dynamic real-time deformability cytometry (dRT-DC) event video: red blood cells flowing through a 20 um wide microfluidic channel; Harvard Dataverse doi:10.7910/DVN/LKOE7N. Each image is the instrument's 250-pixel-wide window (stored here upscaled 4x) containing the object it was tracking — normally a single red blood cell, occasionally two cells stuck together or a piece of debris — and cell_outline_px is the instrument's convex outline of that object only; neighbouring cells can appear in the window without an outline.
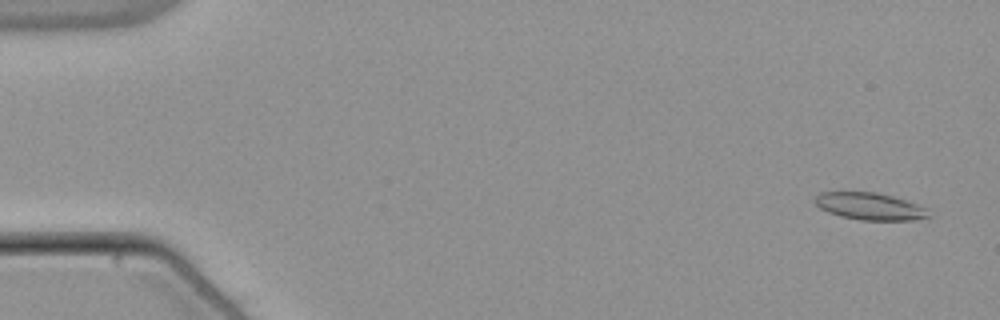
{"species": "common noctule bat (a hibernating species)", "species_latin": "Nyctalus noctula", "temperature_condition": "warm", "stored_images_in_passage": 55, "camera_frame_rate_fps": 3000, "um_per_image_px": 0.085, "animal": {"sex": "male", "body_mass_g": 21.5, "forearm_length_mm": 52.0}, "frame": {"image": 1, "passage_image": 3, "time_ms": 0.667, "image_size_px": [1000, 320], "cell_outline_px": [[932, 216], [912, 220], [860, 220], [840, 216], [828, 212], [820, 208], [812, 200], [820, 192], [876, 192], [892, 196], [916, 204], [924, 208]], "centroid_in_image_um": [73.89, 17.54], "position_along_channel_um": 11.1, "area_um2": 17.86}}
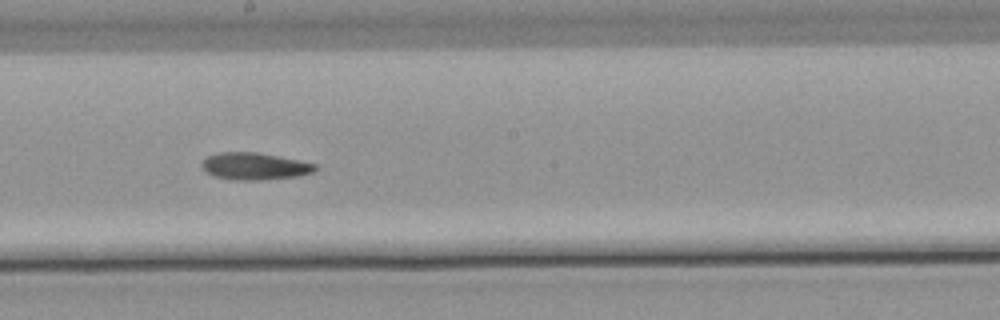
{"frame": {"image": 2, "passage_image": 31, "time_ms": 10.0, "image_size_px": [1000, 320], "cell_outline_px": [[316, 172], [296, 176], [260, 180], [232, 180], [216, 176], [200, 168], [200, 164], [208, 156], [216, 152], [256, 152], [316, 164]], "centroid_in_image_um": [21.6, 14.13], "position_along_channel_um": 226.6, "area_um2": 17.74}}
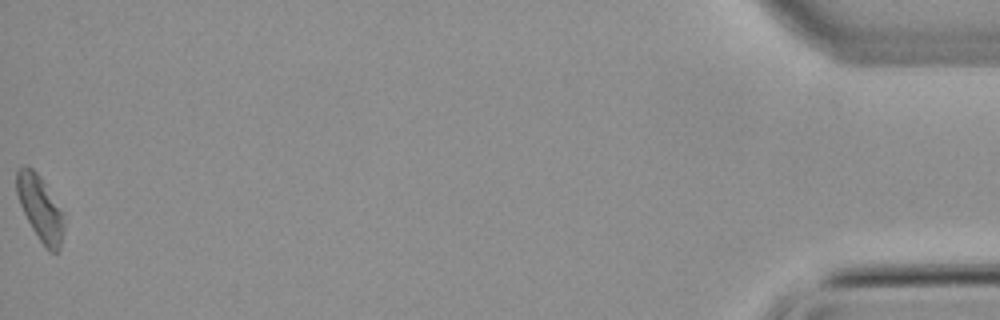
{"frame": {"image": 3, "passage_image": 55, "time_ms": 18.0, "image_size_px": [1000, 320], "cell_outline_px": [[64, 228], [60, 248], [56, 252], [48, 252], [32, 228], [20, 204], [16, 192], [16, 172], [20, 168], [28, 164], [40, 176], [60, 212], [64, 224]], "centroid_in_image_um": [3.38, 17.7], "position_along_channel_um": 431.8, "area_um2": 17.28}}